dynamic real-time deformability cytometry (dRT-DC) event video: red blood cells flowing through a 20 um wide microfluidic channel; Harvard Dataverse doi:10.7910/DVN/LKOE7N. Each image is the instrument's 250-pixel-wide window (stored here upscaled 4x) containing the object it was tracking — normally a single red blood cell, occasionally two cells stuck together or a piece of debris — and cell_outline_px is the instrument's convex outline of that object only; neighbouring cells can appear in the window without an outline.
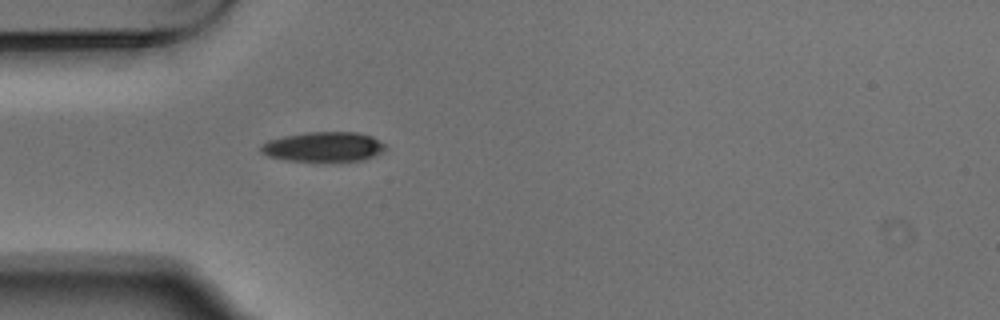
{"species": "Egyptian fruit bat (a non-hibernating species)", "species_latin": "Rousettus aegyptiacus", "temperature_condition": "warm", "stored_images_in_passage": 1, "camera_frame_rate_fps": 3000, "um_per_image_px": 0.085, "animal": {"sex": "male"}, "frame": {"image": 1, "passage_image": 1, "time_ms": 0.0, "image_size_px": [1000, 320], "cell_outline_px": [[388, 148], [384, 152], [376, 156], [364, 160], [284, 160], [268, 156], [260, 152], [260, 144], [268, 140], [284, 136], [308, 132], [356, 132], [372, 136], [388, 144]], "centroid_in_image_um": [27.55, 12.46], "position_along_channel_um": 57.4, "area_um2": 21.73}}